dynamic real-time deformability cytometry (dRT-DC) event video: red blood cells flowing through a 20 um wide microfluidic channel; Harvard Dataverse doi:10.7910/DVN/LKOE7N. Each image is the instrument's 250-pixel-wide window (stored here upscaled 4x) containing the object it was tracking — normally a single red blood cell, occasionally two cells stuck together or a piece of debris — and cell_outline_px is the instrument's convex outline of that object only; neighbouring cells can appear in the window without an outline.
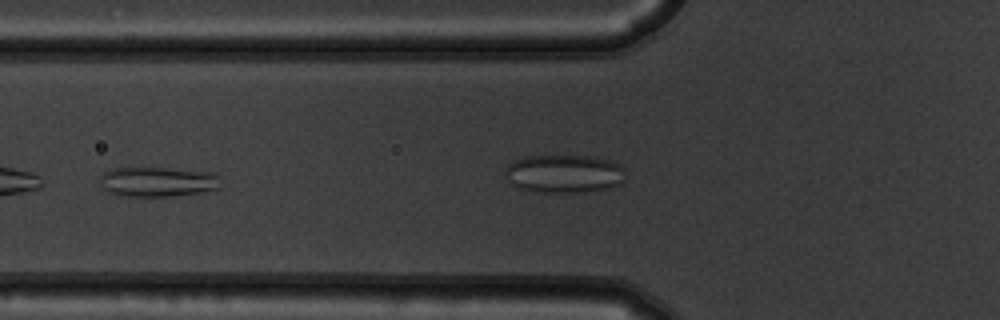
{"species": "common noctule bat (a hibernating species)", "species_latin": "Nyctalus noctula", "temperature_condition": "warm", "stored_images_in_passage": 40, "camera_frame_rate_fps": 3000, "um_per_image_px": 0.085, "animal": {"sex": "male", "body_mass_g": 19.5, "forearm_length_mm": 54.6}, "frame": {"image": 1, "passage_image": 7, "time_ms": 2.0, "image_size_px": [1000, 320], "cell_outline_px": [[220, 188], [200, 192], [172, 196], [124, 196], [108, 192], [100, 188], [100, 172], [108, 168], [164, 168], [212, 172], [216, 176]], "centroid_in_image_um": [13.29, 15.44], "position_along_channel_um": 112.5, "area_um2": 21.04}, "authors_computed_cell_mechanics": {"area_um2": 21.6461, "velocity_mm_per_s": 3.7372, "shape_relaxation_time_tau1_ms": null, "shape_relaxation_time_tau2_ms": 1.1774, "deformation_change_tau1": null, "deformation_change_tau2": 0.0746}}